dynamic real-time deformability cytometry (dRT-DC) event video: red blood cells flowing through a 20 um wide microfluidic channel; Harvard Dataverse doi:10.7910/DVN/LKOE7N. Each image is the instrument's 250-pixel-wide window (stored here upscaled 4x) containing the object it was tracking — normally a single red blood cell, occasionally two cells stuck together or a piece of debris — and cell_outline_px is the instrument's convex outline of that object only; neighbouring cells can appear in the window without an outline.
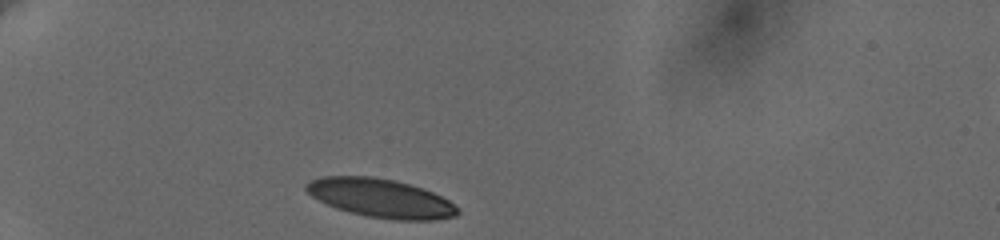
{"species": "human", "species_latin": "Homo sapiens", "temperature_condition": "cold", "stored_images_in_passage": 3, "camera_frame_rate_fps": 3000, "um_per_image_px": 0.085, "donor": {"sex": "female"}, "frame": {"image": 1, "passage_image": 1, "time_ms": 0.0, "image_size_px": [1000, 240], "cell_outline_px": [[460, 212], [456, 216], [436, 220], [392, 220], [368, 216], [348, 212], [336, 208], [312, 196], [304, 188], [304, 184], [320, 176], [372, 176], [396, 180], [432, 192], [448, 200], [460, 208]], "centroid_in_image_um": [32.37, 16.84], "position_along_channel_um": 52.6, "area_um2": 34.16}}
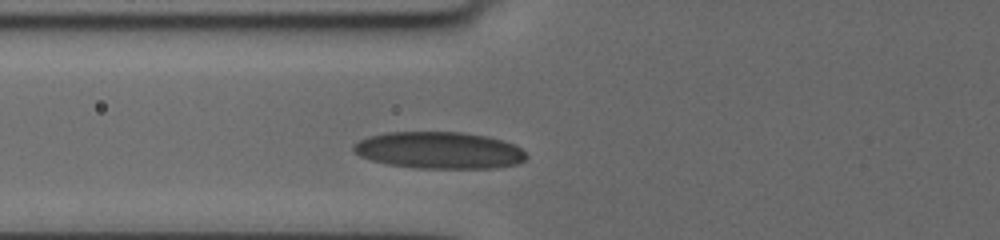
{"frame": {"image": 2, "passage_image": 3, "time_ms": 2.0, "image_size_px": [1000, 240], "cell_outline_px": [[528, 156], [524, 160], [516, 164], [496, 168], [416, 168], [388, 164], [372, 160], [360, 156], [352, 148], [360, 140], [368, 136], [388, 132], [460, 132], [488, 136], [504, 140], [520, 148]], "centroid_in_image_um": [37.35, 12.77], "position_along_channel_um": 88.4, "area_um2": 36.99}}